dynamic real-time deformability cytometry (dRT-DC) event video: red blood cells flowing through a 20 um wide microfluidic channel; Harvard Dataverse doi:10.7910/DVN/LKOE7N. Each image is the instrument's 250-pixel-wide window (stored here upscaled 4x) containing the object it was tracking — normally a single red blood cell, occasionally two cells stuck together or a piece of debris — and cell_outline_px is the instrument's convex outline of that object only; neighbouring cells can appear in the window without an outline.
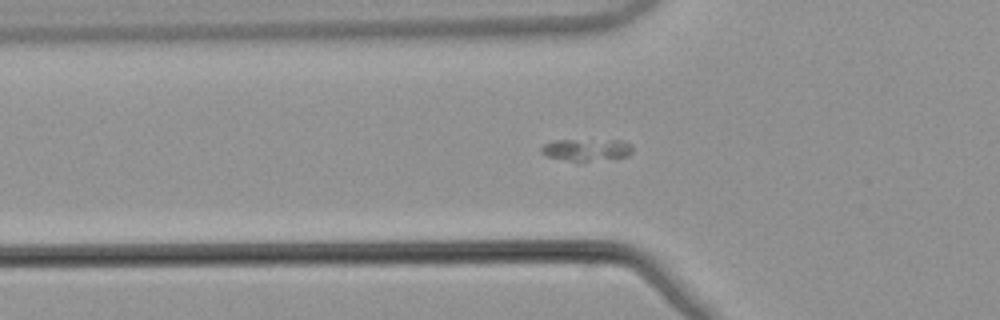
{"species": "common noctule bat (a hibernating species)", "species_latin": "Nyctalus noctula", "temperature_condition": "warm", "stored_images_in_passage": 53, "camera_frame_rate_fps": 3000, "um_per_image_px": 0.085, "animal": {"sex": "male", "body_mass_g": 21.5, "forearm_length_mm": 52.0}, "frame": {"image": 1, "passage_image": 17, "time_ms": 5.333, "image_size_px": [1000, 320], "cell_outline_px": [[632, 152], [628, 156], [580, 164], [548, 156], [540, 152], [540, 148], [544, 144], [556, 140], [624, 140], [632, 144]], "centroid_in_image_um": [49.88, 12.76], "position_along_channel_um": 75.9, "area_um2": 12.31}}
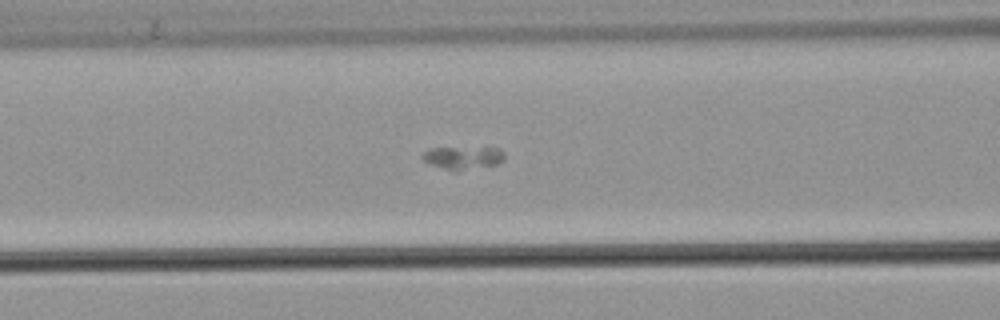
{"frame": {"image": 2, "passage_image": 21, "time_ms": 6.667, "image_size_px": [1000, 320], "cell_outline_px": [[504, 160], [500, 164], [456, 172], [452, 172], [432, 164], [424, 160], [420, 156], [428, 148], [500, 148], [504, 152]], "centroid_in_image_um": [39.38, 13.43], "position_along_channel_um": 127.2, "area_um2": 11.16}}
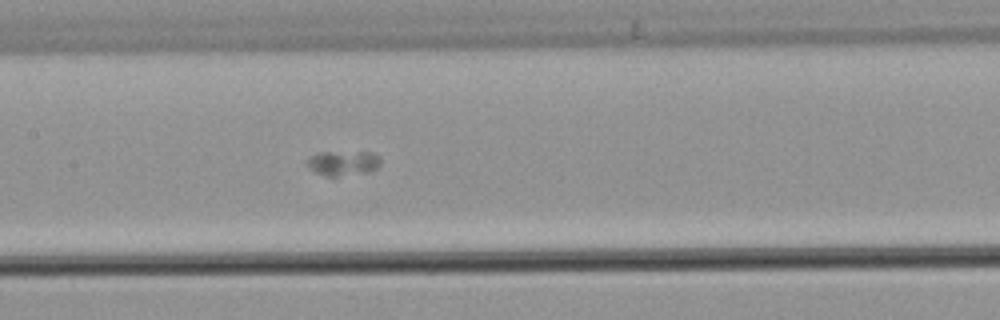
{"frame": {"image": 3, "passage_image": 25, "time_ms": 8.0, "image_size_px": [1000, 320], "cell_outline_px": [[380, 164], [376, 168], [368, 172], [336, 176], [324, 176], [316, 172], [308, 164], [308, 156], [320, 152], [372, 152], [380, 156]], "centroid_in_image_um": [29.19, 13.85], "position_along_channel_um": 178.2, "area_um2": 10.52}}